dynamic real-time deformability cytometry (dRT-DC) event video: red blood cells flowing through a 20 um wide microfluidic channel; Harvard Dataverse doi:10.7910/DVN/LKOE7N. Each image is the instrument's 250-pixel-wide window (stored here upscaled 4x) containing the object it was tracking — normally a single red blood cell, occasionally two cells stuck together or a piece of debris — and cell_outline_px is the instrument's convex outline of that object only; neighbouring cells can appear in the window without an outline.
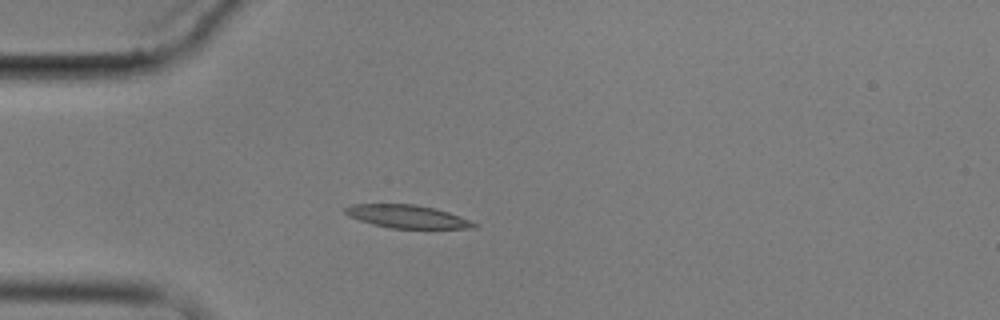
{"species": "common noctule bat (a hibernating species)", "species_latin": "Nyctalus noctula", "temperature_condition": "cold", "stored_images_in_passage": 3, "camera_frame_rate_fps": 3000, "um_per_image_px": 0.085, "animal": {"sex": "male", "body_mass_g": 17.9}, "frame": {"image": 1, "passage_image": 3, "time_ms": 3.0, "image_size_px": [1000, 320], "cell_outline_px": [[480, 224], [476, 228], [392, 228], [372, 224], [348, 216], [344, 212], [344, 208], [352, 204], [416, 204], [436, 208], [460, 216]], "centroid_in_image_um": [34.63, 18.4], "position_along_channel_um": 50.4, "area_um2": 17.34}}